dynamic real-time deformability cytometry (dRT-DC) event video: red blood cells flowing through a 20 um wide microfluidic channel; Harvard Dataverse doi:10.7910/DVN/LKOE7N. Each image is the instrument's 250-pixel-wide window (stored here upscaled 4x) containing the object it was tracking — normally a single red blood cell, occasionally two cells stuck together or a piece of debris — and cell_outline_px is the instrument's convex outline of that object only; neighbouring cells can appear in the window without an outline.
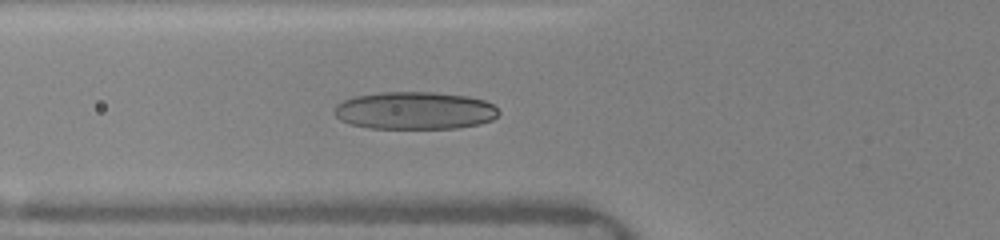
{"species": "human", "species_latin": "Homo sapiens", "temperature_condition": "warm", "stored_images_in_passage": 41, "camera_frame_rate_fps": 3000, "um_per_image_px": 0.085, "donor": {"sex": "female"}, "frame": {"image": 1, "passage_image": 3, "time_ms": 0.333, "image_size_px": [1000, 240], "cell_outline_px": [[500, 112], [492, 120], [480, 124], [456, 128], [368, 128], [352, 124], [340, 120], [332, 112], [336, 104], [352, 96], [380, 92], [432, 92], [468, 96], [484, 100], [492, 104]], "centroid_in_image_um": [35.23, 9.39], "position_along_channel_um": 90.6, "area_um2": 36.18}}
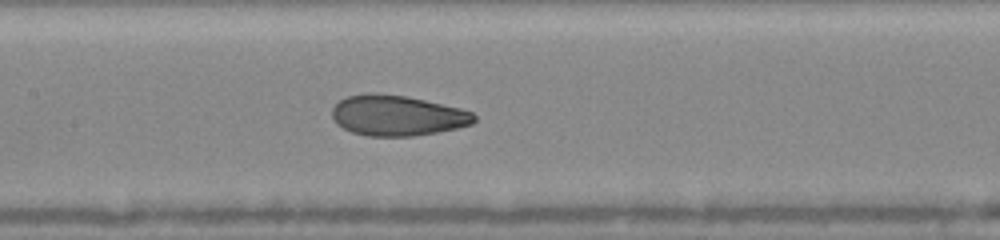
{"frame": {"image": 2, "passage_image": 15, "time_ms": 2.333, "image_size_px": [1000, 240], "cell_outline_px": [[476, 120], [472, 124], [456, 128], [436, 132], [412, 136], [368, 136], [352, 132], [336, 124], [332, 120], [332, 108], [340, 100], [348, 96], [368, 92], [372, 92], [404, 96], [424, 100], [460, 108], [472, 112], [476, 116]], "centroid_in_image_um": [33.74, 9.82], "position_along_channel_um": 173.7, "area_um2": 33.47}}
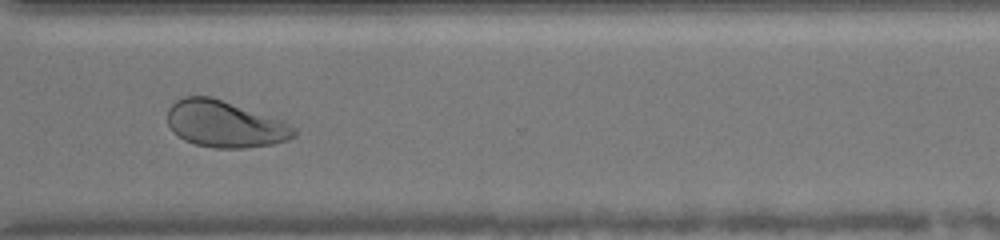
{"frame": {"image": 3, "passage_image": 40, "time_ms": 6.667, "image_size_px": [1000, 240], "cell_outline_px": [[296, 136], [288, 140], [272, 144], [244, 148], [212, 148], [196, 144], [184, 140], [172, 132], [168, 124], [168, 108], [176, 100], [184, 96], [212, 96], [280, 120], [296, 128]], "centroid_in_image_um": [19.08, 10.55], "position_along_channel_um": 351.5, "area_um2": 34.33}}